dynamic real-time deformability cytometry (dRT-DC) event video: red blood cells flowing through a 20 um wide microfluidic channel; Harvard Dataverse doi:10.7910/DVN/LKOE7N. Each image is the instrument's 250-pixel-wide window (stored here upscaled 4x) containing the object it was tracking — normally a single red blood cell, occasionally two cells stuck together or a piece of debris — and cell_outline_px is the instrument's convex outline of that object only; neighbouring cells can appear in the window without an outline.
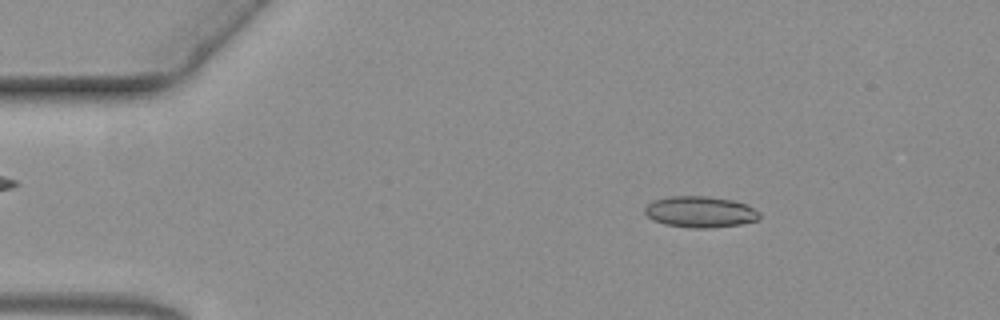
{"species": "common noctule bat (a hibernating species)", "species_latin": "Nyctalus noctula", "temperature_condition": "warm", "stored_images_in_passage": 59, "camera_frame_rate_fps": 3000, "um_per_image_px": 0.085, "animal": {"sex": "female", "body_mass_g": 19.3, "forearm_length_mm": 54.1}, "frame": {"image": 1, "passage_image": 9, "time_ms": 2.667, "image_size_px": [1000, 320], "cell_outline_px": [[760, 216], [756, 220], [740, 224], [712, 228], [692, 228], [664, 224], [652, 220], [644, 212], [644, 208], [652, 200], [668, 196], [704, 196], [732, 200], [744, 204], [760, 212]], "centroid_in_image_um": [59.47, 18.01], "position_along_channel_um": 25.5, "area_um2": 20.81}}
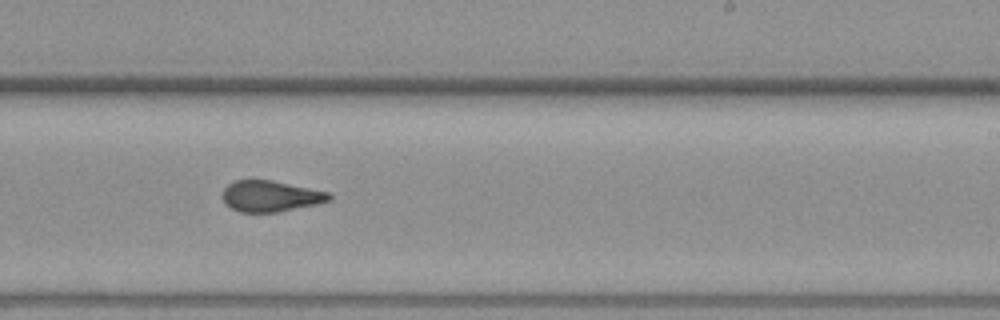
{"frame": {"image": 2, "passage_image": 36, "time_ms": 11.667, "image_size_px": [1000, 320], "cell_outline_px": [[332, 200], [316, 204], [276, 212], [240, 212], [224, 204], [224, 188], [228, 184], [236, 180], [272, 180], [328, 192], [332, 196]], "centroid_in_image_um": [23.0, 16.67], "position_along_channel_um": 266.0, "area_um2": 19.07}}
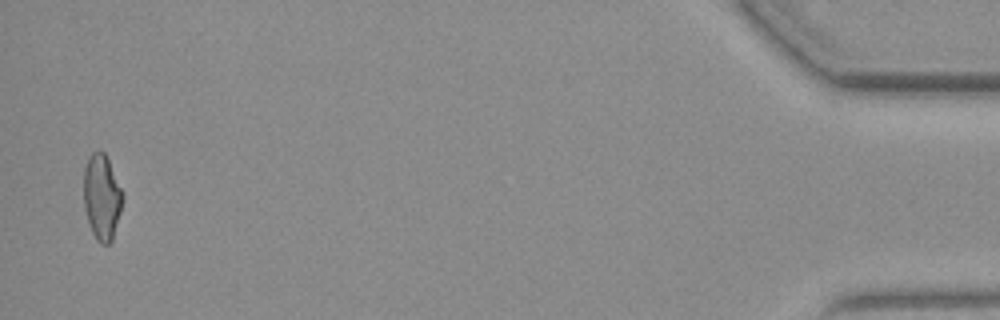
{"frame": {"image": 3, "passage_image": 58, "time_ms": 19.0, "image_size_px": [1000, 320], "cell_outline_px": [[124, 196], [120, 212], [112, 240], [108, 244], [100, 244], [96, 240], [92, 232], [84, 208], [84, 168], [92, 152], [100, 148], [104, 152], [124, 192]], "centroid_in_image_um": [8.66, 16.73], "position_along_channel_um": 426.5, "area_um2": 19.48}}